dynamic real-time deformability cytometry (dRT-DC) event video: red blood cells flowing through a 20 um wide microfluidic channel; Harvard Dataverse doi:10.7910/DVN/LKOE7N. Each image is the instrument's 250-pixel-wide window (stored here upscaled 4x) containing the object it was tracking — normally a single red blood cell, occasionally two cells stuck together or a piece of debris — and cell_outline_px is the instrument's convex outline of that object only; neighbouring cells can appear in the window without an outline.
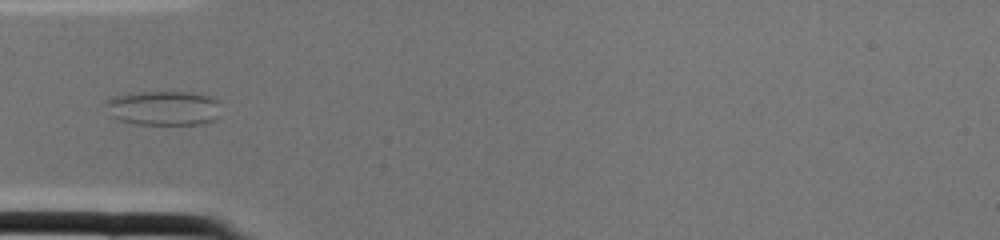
{"species": "common noctule bat (a hibernating species)", "species_latin": "Nyctalus noctula", "temperature_condition": "cold", "stored_images_in_passage": 1, "camera_frame_rate_fps": 3000, "um_per_image_px": 0.085, "animal": {"sex": "female", "body_mass_g": 22.0, "forearm_length_mm": 56.7}, "frame": {"image": 1, "passage_image": 1, "time_ms": 0.0, "image_size_px": [1000, 240], "cell_outline_px": [[216, 116], [208, 124], [136, 124], [120, 120], [112, 116], [104, 104], [108, 100], [116, 96], [140, 92], [196, 92], [212, 96], [216, 100]], "centroid_in_image_um": [13.89, 9.18], "position_along_channel_um": 71.1, "area_um2": 22.89}}